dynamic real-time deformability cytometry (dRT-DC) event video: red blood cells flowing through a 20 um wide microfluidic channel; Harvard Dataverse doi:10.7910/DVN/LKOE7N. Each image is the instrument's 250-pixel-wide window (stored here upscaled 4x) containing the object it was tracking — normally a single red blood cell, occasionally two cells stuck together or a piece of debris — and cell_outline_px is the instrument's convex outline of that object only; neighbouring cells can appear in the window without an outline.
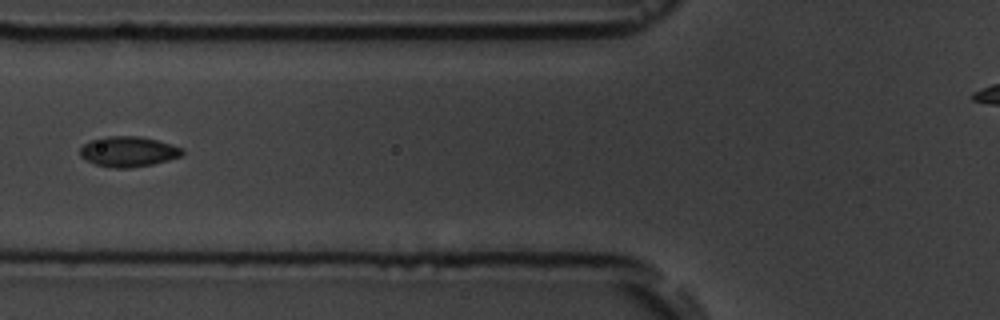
{"species": "common noctule bat (a hibernating species)", "species_latin": "Nyctalus noctula", "temperature_condition": "room temperature", "stored_images_in_passage": 8, "camera_frame_rate_fps": 3000, "um_per_image_px": 0.085, "animal": {"sex": "male", "body_mass_g": 19.5, "forearm_length_mm": 54.6}, "frame": {"image": 1, "passage_image": 5, "time_ms": 4.667, "image_size_px": [1000, 320], "cell_outline_px": [[184, 152], [180, 156], [168, 160], [152, 164], [132, 168], [112, 168], [96, 164], [80, 156], [80, 148], [84, 144], [92, 140], [104, 136], [140, 136], [172, 144], [184, 148]], "centroid_in_image_um": [10.92, 12.88], "position_along_channel_um": 114.9, "area_um2": 18.03}}
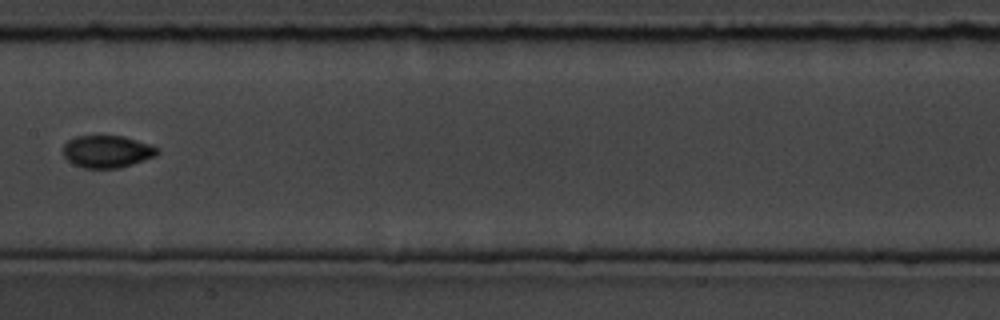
{"frame": {"image": 2, "passage_image": 7, "time_ms": 7.0, "image_size_px": [1000, 320], "cell_outline_px": [[160, 152], [156, 156], [120, 168], [84, 168], [72, 164], [64, 156], [64, 144], [68, 140], [76, 136], [124, 136], [160, 148]], "centroid_in_image_um": [9.11, 12.88], "position_along_channel_um": 198.3, "area_um2": 17.74}}
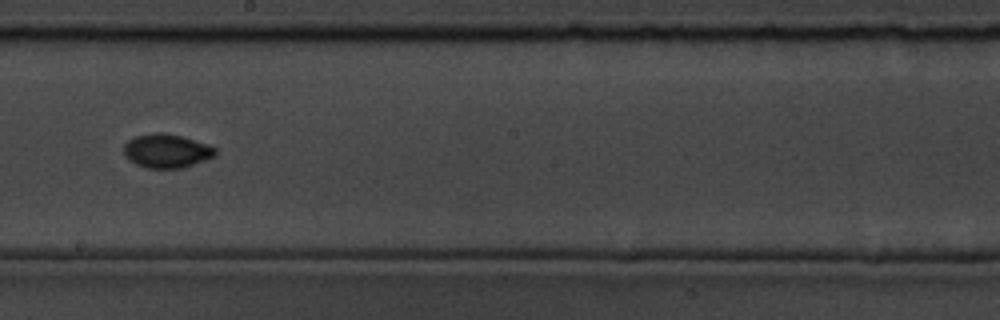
{"frame": {"image": 3, "passage_image": 8, "time_ms": 8.0, "image_size_px": [1000, 320], "cell_outline_px": [[216, 156], [184, 168], [148, 168], [136, 164], [128, 160], [124, 152], [124, 144], [132, 136], [156, 132], [160, 132], [180, 136], [208, 144], [216, 148]], "centroid_in_image_um": [14.16, 12.83], "position_along_channel_um": 234.0, "area_um2": 18.15}}